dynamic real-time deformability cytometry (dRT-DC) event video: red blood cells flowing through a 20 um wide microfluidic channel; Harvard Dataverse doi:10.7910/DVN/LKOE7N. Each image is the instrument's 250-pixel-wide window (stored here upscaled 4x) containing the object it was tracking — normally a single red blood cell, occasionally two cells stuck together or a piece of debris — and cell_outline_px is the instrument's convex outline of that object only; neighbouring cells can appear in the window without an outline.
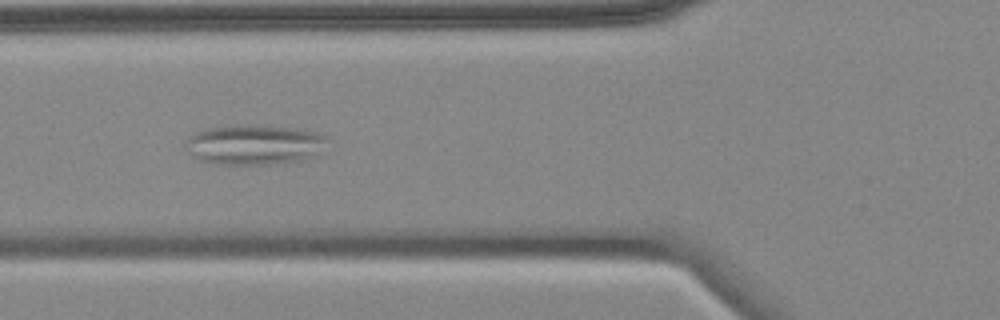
{"species": "common noctule bat (a hibernating species)", "species_latin": "Nyctalus noctula", "temperature_condition": "cold", "stored_images_in_passage": 6, "camera_frame_rate_fps": 3000, "um_per_image_px": 0.085, "animal": {"sex": "female", "body_mass_g": 18.4}, "frame": {"image": 1, "passage_image": 5, "time_ms": 5.667, "image_size_px": [1000, 320], "cell_outline_px": [[328, 140], [300, 160], [268, 164], [216, 164], [200, 160], [192, 156], [188, 152], [184, 144], [188, 136], [204, 128], [244, 124], [292, 128], [324, 132]], "centroid_in_image_um": [21.48, 12.27], "position_along_channel_um": 104.3, "area_um2": 32.6}}